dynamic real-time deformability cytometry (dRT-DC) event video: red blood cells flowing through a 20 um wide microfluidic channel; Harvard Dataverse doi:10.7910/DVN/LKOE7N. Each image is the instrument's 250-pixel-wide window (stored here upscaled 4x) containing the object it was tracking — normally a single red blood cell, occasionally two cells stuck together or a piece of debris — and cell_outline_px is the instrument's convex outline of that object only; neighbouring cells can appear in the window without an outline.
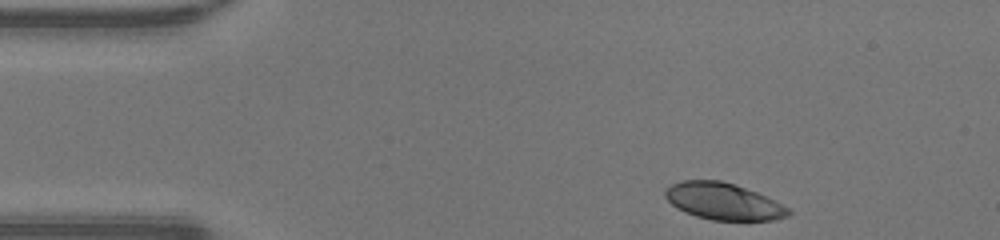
{"species": "human", "species_latin": "Homo sapiens", "temperature_condition": "warm", "stored_images_in_passage": 36, "camera_frame_rate_fps": 3000, "um_per_image_px": 0.085, "donor": {"sex": "male"}, "frame": {"image": 1, "passage_image": 1, "time_ms": 0.0, "image_size_px": [1000, 240], "cell_outline_px": [[792, 212], [788, 216], [776, 220], [712, 220], [696, 216], [684, 212], [676, 208], [664, 196], [664, 192], [672, 184], [684, 180], [720, 180], [756, 192], [788, 208]], "centroid_in_image_um": [61.46, 17.13], "position_along_channel_um": 23.5, "area_um2": 26.07}}
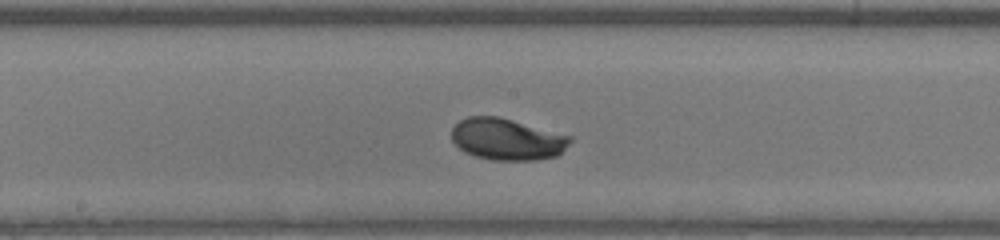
{"frame": {"image": 2, "passage_image": 19, "time_ms": 6.0, "image_size_px": [1000, 240], "cell_outline_px": [[572, 140], [556, 156], [536, 160], [492, 160], [476, 156], [464, 152], [452, 140], [452, 128], [460, 120], [468, 116], [496, 116], [512, 120], [572, 136]], "centroid_in_image_um": [43.08, 11.83], "position_along_channel_um": 205.1, "area_um2": 28.5}}
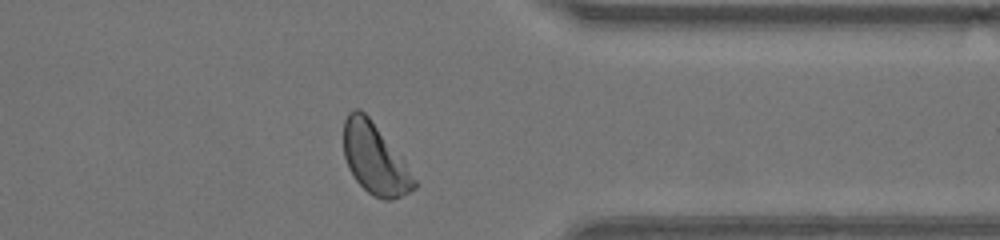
{"frame": {"image": 3, "passage_image": 32, "time_ms": 10.333, "image_size_px": [1000, 240], "cell_outline_px": [[416, 188], [392, 200], [384, 200], [372, 196], [356, 180], [348, 168], [344, 156], [344, 120], [348, 112], [352, 108], [360, 108], [368, 116], [404, 160], [416, 180]], "centroid_in_image_um": [31.85, 13.49], "position_along_channel_um": 379.6, "area_um2": 28.96}, "authors_computed_cell_mechanics": {"area_um2": 28.2931, "velocity_mm_per_s": 4.2733, "shape_relaxation_time_tau1_ms": 1.6264, "shape_relaxation_time_tau2_ms": null, "deformation_change_tau1": 0.1302, "deformation_change_tau2": null}}